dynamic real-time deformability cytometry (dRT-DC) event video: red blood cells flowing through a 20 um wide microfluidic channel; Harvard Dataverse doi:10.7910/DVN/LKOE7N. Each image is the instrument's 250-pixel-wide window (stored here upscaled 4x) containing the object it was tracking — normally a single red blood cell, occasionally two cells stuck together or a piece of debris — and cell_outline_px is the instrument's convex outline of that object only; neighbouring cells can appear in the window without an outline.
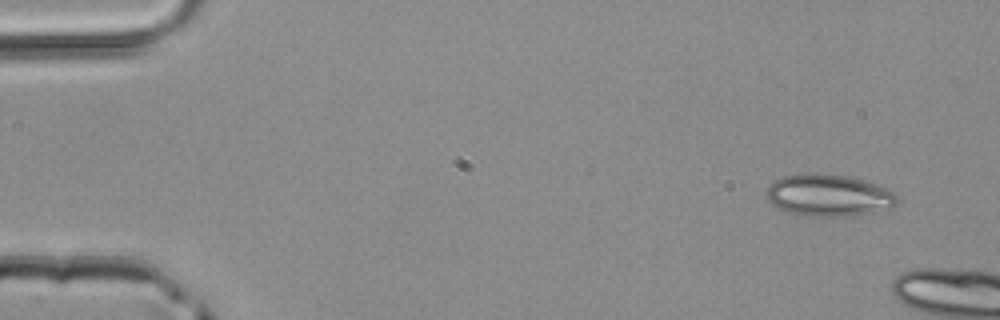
{"species": "common noctule bat (a hibernating species)", "species_latin": "Nyctalus noctula", "temperature_condition": "room temperature", "stored_images_in_passage": 7, "camera_frame_rate_fps": 3000, "um_per_image_px": 0.085, "animal": {"sex": "male", "body_mass_g": 20.4}, "frame": {"image": 1, "passage_image": 3, "time_ms": 0.667, "image_size_px": [1000, 320], "cell_outline_px": [[900, 200], [896, 204], [888, 208], [872, 212], [852, 216], [808, 216], [788, 212], [776, 208], [768, 200], [764, 192], [768, 184], [784, 176], [812, 172], [816, 172], [848, 176], [864, 180], [888, 188], [896, 192]], "centroid_in_image_um": [70.43, 16.59], "position_along_channel_um": 14.6, "area_um2": 32.43}}